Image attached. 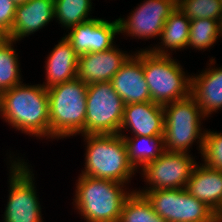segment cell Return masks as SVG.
<instances>
[{"label":"cell","instance_id":"cell-1","mask_svg":"<svg viewBox=\"0 0 222 222\" xmlns=\"http://www.w3.org/2000/svg\"><path fill=\"white\" fill-rule=\"evenodd\" d=\"M0 118L29 136L50 139L49 96L42 84L23 82L0 93Z\"/></svg>","mask_w":222,"mask_h":222},{"label":"cell","instance_id":"cell-2","mask_svg":"<svg viewBox=\"0 0 222 222\" xmlns=\"http://www.w3.org/2000/svg\"><path fill=\"white\" fill-rule=\"evenodd\" d=\"M75 188V210L86 222H118L125 200L133 191L126 184L79 175Z\"/></svg>","mask_w":222,"mask_h":222},{"label":"cell","instance_id":"cell-3","mask_svg":"<svg viewBox=\"0 0 222 222\" xmlns=\"http://www.w3.org/2000/svg\"><path fill=\"white\" fill-rule=\"evenodd\" d=\"M86 142L85 165L80 175L128 184L137 172L128 159L119 134L82 135Z\"/></svg>","mask_w":222,"mask_h":222},{"label":"cell","instance_id":"cell-4","mask_svg":"<svg viewBox=\"0 0 222 222\" xmlns=\"http://www.w3.org/2000/svg\"><path fill=\"white\" fill-rule=\"evenodd\" d=\"M87 87L81 79L75 78L47 89L50 139L85 135Z\"/></svg>","mask_w":222,"mask_h":222},{"label":"cell","instance_id":"cell-5","mask_svg":"<svg viewBox=\"0 0 222 222\" xmlns=\"http://www.w3.org/2000/svg\"><path fill=\"white\" fill-rule=\"evenodd\" d=\"M163 108L165 151L188 153L193 143L197 142L201 153L206 130L201 128V120H206V117L196 99L190 94L163 105Z\"/></svg>","mask_w":222,"mask_h":222},{"label":"cell","instance_id":"cell-6","mask_svg":"<svg viewBox=\"0 0 222 222\" xmlns=\"http://www.w3.org/2000/svg\"><path fill=\"white\" fill-rule=\"evenodd\" d=\"M143 70L152 102L165 105L191 94V76L171 55L143 50Z\"/></svg>","mask_w":222,"mask_h":222},{"label":"cell","instance_id":"cell-7","mask_svg":"<svg viewBox=\"0 0 222 222\" xmlns=\"http://www.w3.org/2000/svg\"><path fill=\"white\" fill-rule=\"evenodd\" d=\"M9 157V196L3 222H44L33 170L24 159Z\"/></svg>","mask_w":222,"mask_h":222},{"label":"cell","instance_id":"cell-8","mask_svg":"<svg viewBox=\"0 0 222 222\" xmlns=\"http://www.w3.org/2000/svg\"><path fill=\"white\" fill-rule=\"evenodd\" d=\"M86 103L85 135L119 134L124 103L111 81L88 85Z\"/></svg>","mask_w":222,"mask_h":222},{"label":"cell","instance_id":"cell-9","mask_svg":"<svg viewBox=\"0 0 222 222\" xmlns=\"http://www.w3.org/2000/svg\"><path fill=\"white\" fill-rule=\"evenodd\" d=\"M153 210L167 222H218V215L186 188L142 191Z\"/></svg>","mask_w":222,"mask_h":222},{"label":"cell","instance_id":"cell-10","mask_svg":"<svg viewBox=\"0 0 222 222\" xmlns=\"http://www.w3.org/2000/svg\"><path fill=\"white\" fill-rule=\"evenodd\" d=\"M191 155L190 151L188 153L165 151L156 160L141 169L143 179L148 184L144 190L136 189L135 191L140 194L142 191L157 189L186 188L193 168L197 164Z\"/></svg>","mask_w":222,"mask_h":222},{"label":"cell","instance_id":"cell-11","mask_svg":"<svg viewBox=\"0 0 222 222\" xmlns=\"http://www.w3.org/2000/svg\"><path fill=\"white\" fill-rule=\"evenodd\" d=\"M177 7V0H144L128 18H118L120 33L137 39L160 37L166 19Z\"/></svg>","mask_w":222,"mask_h":222},{"label":"cell","instance_id":"cell-12","mask_svg":"<svg viewBox=\"0 0 222 222\" xmlns=\"http://www.w3.org/2000/svg\"><path fill=\"white\" fill-rule=\"evenodd\" d=\"M64 35L80 56L85 53L101 52L116 46L115 36L120 34L118 19L108 21L94 18L71 27Z\"/></svg>","mask_w":222,"mask_h":222},{"label":"cell","instance_id":"cell-13","mask_svg":"<svg viewBox=\"0 0 222 222\" xmlns=\"http://www.w3.org/2000/svg\"><path fill=\"white\" fill-rule=\"evenodd\" d=\"M119 71L112 77L111 83L124 105L151 101L143 70V50L132 53Z\"/></svg>","mask_w":222,"mask_h":222},{"label":"cell","instance_id":"cell-14","mask_svg":"<svg viewBox=\"0 0 222 222\" xmlns=\"http://www.w3.org/2000/svg\"><path fill=\"white\" fill-rule=\"evenodd\" d=\"M131 55L118 46L101 52L82 54L78 58L77 78L87 85L111 81Z\"/></svg>","mask_w":222,"mask_h":222},{"label":"cell","instance_id":"cell-15","mask_svg":"<svg viewBox=\"0 0 222 222\" xmlns=\"http://www.w3.org/2000/svg\"><path fill=\"white\" fill-rule=\"evenodd\" d=\"M126 130L132 136H164L163 105L152 101L124 105L119 134Z\"/></svg>","mask_w":222,"mask_h":222},{"label":"cell","instance_id":"cell-16","mask_svg":"<svg viewBox=\"0 0 222 222\" xmlns=\"http://www.w3.org/2000/svg\"><path fill=\"white\" fill-rule=\"evenodd\" d=\"M54 20V0H28L16 5L15 18L6 36L15 42L43 29Z\"/></svg>","mask_w":222,"mask_h":222},{"label":"cell","instance_id":"cell-17","mask_svg":"<svg viewBox=\"0 0 222 222\" xmlns=\"http://www.w3.org/2000/svg\"><path fill=\"white\" fill-rule=\"evenodd\" d=\"M209 61V68L191 76V95L208 118L213 112L222 109V66H211L216 61L213 57Z\"/></svg>","mask_w":222,"mask_h":222},{"label":"cell","instance_id":"cell-18","mask_svg":"<svg viewBox=\"0 0 222 222\" xmlns=\"http://www.w3.org/2000/svg\"><path fill=\"white\" fill-rule=\"evenodd\" d=\"M199 163L193 168L186 190L219 215L222 211V171Z\"/></svg>","mask_w":222,"mask_h":222},{"label":"cell","instance_id":"cell-19","mask_svg":"<svg viewBox=\"0 0 222 222\" xmlns=\"http://www.w3.org/2000/svg\"><path fill=\"white\" fill-rule=\"evenodd\" d=\"M78 58L79 55L73 49L71 43L65 36L62 37L45 61L46 82H43L42 85L48 89L77 78Z\"/></svg>","mask_w":222,"mask_h":222},{"label":"cell","instance_id":"cell-20","mask_svg":"<svg viewBox=\"0 0 222 222\" xmlns=\"http://www.w3.org/2000/svg\"><path fill=\"white\" fill-rule=\"evenodd\" d=\"M191 20L187 18L178 7L166 19L161 31L158 46L150 47L143 50H150L156 55H172L171 51L184 50L188 45L189 31ZM170 48V49H169ZM171 53V54H170Z\"/></svg>","mask_w":222,"mask_h":222},{"label":"cell","instance_id":"cell-21","mask_svg":"<svg viewBox=\"0 0 222 222\" xmlns=\"http://www.w3.org/2000/svg\"><path fill=\"white\" fill-rule=\"evenodd\" d=\"M123 137L128 159L131 165L141 170L146 164L153 162L165 152L163 136H128L119 134Z\"/></svg>","mask_w":222,"mask_h":222},{"label":"cell","instance_id":"cell-22","mask_svg":"<svg viewBox=\"0 0 222 222\" xmlns=\"http://www.w3.org/2000/svg\"><path fill=\"white\" fill-rule=\"evenodd\" d=\"M92 0H54V18L61 27L70 29L73 26L93 19Z\"/></svg>","mask_w":222,"mask_h":222},{"label":"cell","instance_id":"cell-23","mask_svg":"<svg viewBox=\"0 0 222 222\" xmlns=\"http://www.w3.org/2000/svg\"><path fill=\"white\" fill-rule=\"evenodd\" d=\"M15 43L7 37L0 42V93L23 82Z\"/></svg>","mask_w":222,"mask_h":222},{"label":"cell","instance_id":"cell-24","mask_svg":"<svg viewBox=\"0 0 222 222\" xmlns=\"http://www.w3.org/2000/svg\"><path fill=\"white\" fill-rule=\"evenodd\" d=\"M219 38H222L219 21L215 19L191 20L187 47L205 51L215 46Z\"/></svg>","mask_w":222,"mask_h":222},{"label":"cell","instance_id":"cell-25","mask_svg":"<svg viewBox=\"0 0 222 222\" xmlns=\"http://www.w3.org/2000/svg\"><path fill=\"white\" fill-rule=\"evenodd\" d=\"M118 222H167L152 208L148 200L135 190L125 200Z\"/></svg>","mask_w":222,"mask_h":222},{"label":"cell","instance_id":"cell-26","mask_svg":"<svg viewBox=\"0 0 222 222\" xmlns=\"http://www.w3.org/2000/svg\"><path fill=\"white\" fill-rule=\"evenodd\" d=\"M177 7L190 20H222L221 0H177Z\"/></svg>","mask_w":222,"mask_h":222},{"label":"cell","instance_id":"cell-27","mask_svg":"<svg viewBox=\"0 0 222 222\" xmlns=\"http://www.w3.org/2000/svg\"><path fill=\"white\" fill-rule=\"evenodd\" d=\"M201 158L203 165L216 171H222V133L205 130Z\"/></svg>","mask_w":222,"mask_h":222},{"label":"cell","instance_id":"cell-28","mask_svg":"<svg viewBox=\"0 0 222 222\" xmlns=\"http://www.w3.org/2000/svg\"><path fill=\"white\" fill-rule=\"evenodd\" d=\"M16 5L12 0H0V30L7 36L15 18Z\"/></svg>","mask_w":222,"mask_h":222},{"label":"cell","instance_id":"cell-29","mask_svg":"<svg viewBox=\"0 0 222 222\" xmlns=\"http://www.w3.org/2000/svg\"><path fill=\"white\" fill-rule=\"evenodd\" d=\"M14 2L15 5H20L23 3H26L28 0H12Z\"/></svg>","mask_w":222,"mask_h":222},{"label":"cell","instance_id":"cell-30","mask_svg":"<svg viewBox=\"0 0 222 222\" xmlns=\"http://www.w3.org/2000/svg\"><path fill=\"white\" fill-rule=\"evenodd\" d=\"M6 38V35L0 30V42Z\"/></svg>","mask_w":222,"mask_h":222},{"label":"cell","instance_id":"cell-31","mask_svg":"<svg viewBox=\"0 0 222 222\" xmlns=\"http://www.w3.org/2000/svg\"><path fill=\"white\" fill-rule=\"evenodd\" d=\"M218 222H222V211H221L220 214L218 215Z\"/></svg>","mask_w":222,"mask_h":222},{"label":"cell","instance_id":"cell-32","mask_svg":"<svg viewBox=\"0 0 222 222\" xmlns=\"http://www.w3.org/2000/svg\"><path fill=\"white\" fill-rule=\"evenodd\" d=\"M220 31H221V35H222V20L220 22Z\"/></svg>","mask_w":222,"mask_h":222}]
</instances>
